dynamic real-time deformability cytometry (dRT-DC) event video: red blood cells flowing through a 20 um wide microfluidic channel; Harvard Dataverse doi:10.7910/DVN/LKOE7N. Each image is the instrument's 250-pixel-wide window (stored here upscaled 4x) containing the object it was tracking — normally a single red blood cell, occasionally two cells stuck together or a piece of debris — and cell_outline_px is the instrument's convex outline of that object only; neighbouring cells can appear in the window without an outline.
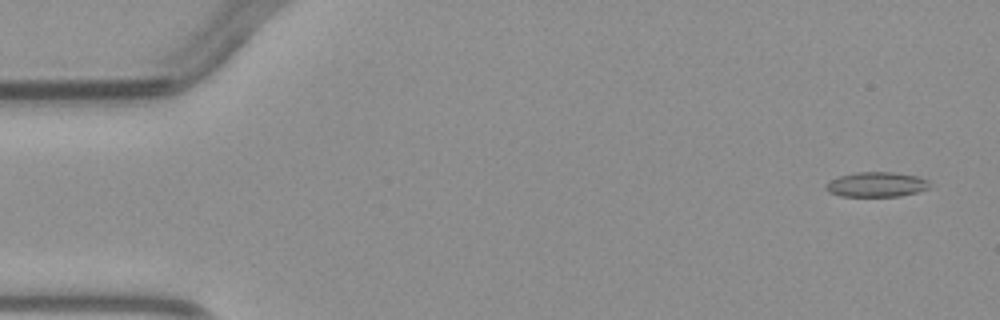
{"species": "common noctule bat (a hibernating species)", "species_latin": "Nyctalus noctula", "temperature_condition": "warm", "stored_images_in_passage": 5, "camera_frame_rate_fps": 3000, "um_per_image_px": 0.085, "animal": {"sex": "male", "body_mass_g": 23.1, "forearm_length_mm": 52.7}, "frame": {"image": 1, "passage_image": 1, "time_ms": 0.0, "image_size_px": [1000, 320], "cell_outline_px": [[928, 188], [916, 192], [900, 196], [840, 196], [828, 192], [824, 188], [824, 184], [828, 180], [840, 176], [856, 172], [892, 172], [916, 176], [928, 180]], "centroid_in_image_um": [74.42, 15.68], "position_along_channel_um": 10.6, "area_um2": 15.03}}
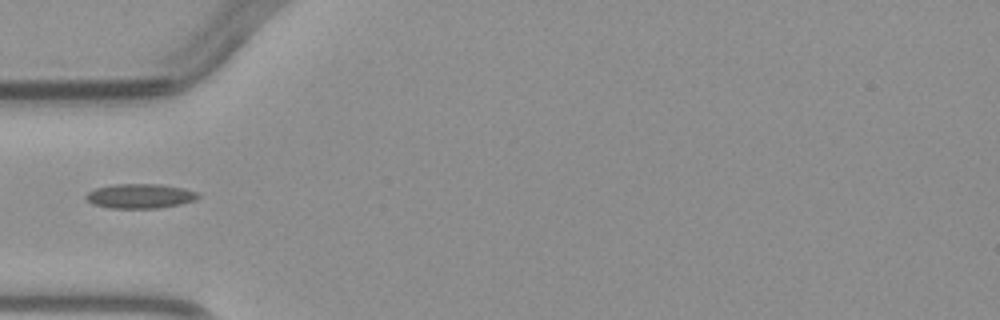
{"frame": {"image": 2, "passage_image": 4, "time_ms": 4.333, "image_size_px": [1000, 320], "cell_outline_px": [[200, 196], [196, 200], [180, 204], [156, 208], [108, 208], [92, 204], [84, 196], [88, 192], [96, 188], [116, 184], [160, 184], [184, 188], [196, 192]], "centroid_in_image_um": [11.9, 16.66], "position_along_channel_um": 73.1, "area_um2": 16.01}}
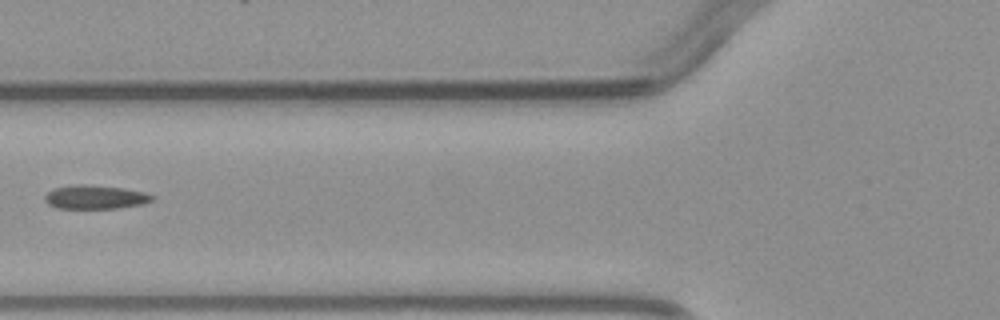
{"frame": {"image": 3, "passage_image": 5, "time_ms": 5.333, "image_size_px": [1000, 320], "cell_outline_px": [[156, 196], [152, 200], [140, 204], [116, 208], [56, 208], [48, 204], [44, 200], [44, 196], [52, 188], [76, 184], [80, 184], [124, 188], [144, 192]], "centroid_in_image_um": [8.05, 16.74], "position_along_channel_um": 117.7, "area_um2": 14.8}}